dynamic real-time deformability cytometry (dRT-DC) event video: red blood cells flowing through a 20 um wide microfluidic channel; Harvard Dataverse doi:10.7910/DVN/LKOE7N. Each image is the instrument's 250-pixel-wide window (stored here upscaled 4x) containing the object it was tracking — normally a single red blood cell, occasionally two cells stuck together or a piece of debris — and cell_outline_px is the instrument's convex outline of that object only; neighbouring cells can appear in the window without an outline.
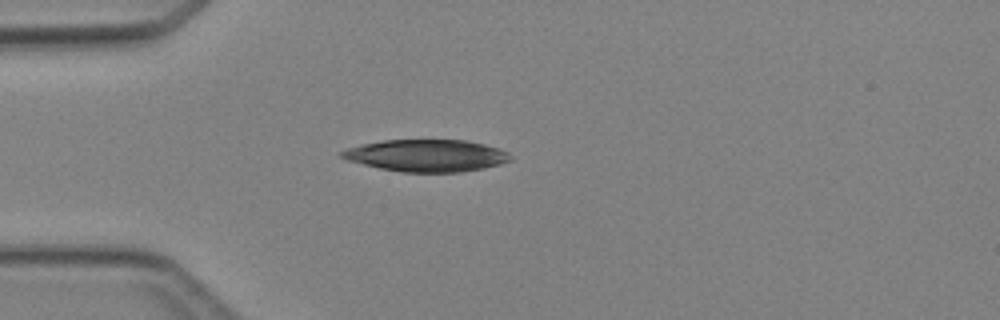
{"species": "Egyptian fruit bat (a non-hibernating species)", "species_latin": "Rousettus aegyptiacus", "temperature_condition": "cold", "stored_images_in_passage": 3, "camera_frame_rate_fps": 3000, "um_per_image_px": 0.085, "animal": {"sex": "female"}, "frame": {"image": 1, "passage_image": 3, "time_ms": 2.333, "image_size_px": [1000, 320], "cell_outline_px": [[512, 160], [500, 164], [484, 168], [460, 172], [404, 172], [380, 168], [348, 160], [340, 156], [340, 152], [348, 148], [360, 144], [384, 140], [464, 140], [484, 144], [508, 152], [512, 156]], "centroid_in_image_um": [36.27, 13.22], "position_along_channel_um": 48.7, "area_um2": 31.33}}